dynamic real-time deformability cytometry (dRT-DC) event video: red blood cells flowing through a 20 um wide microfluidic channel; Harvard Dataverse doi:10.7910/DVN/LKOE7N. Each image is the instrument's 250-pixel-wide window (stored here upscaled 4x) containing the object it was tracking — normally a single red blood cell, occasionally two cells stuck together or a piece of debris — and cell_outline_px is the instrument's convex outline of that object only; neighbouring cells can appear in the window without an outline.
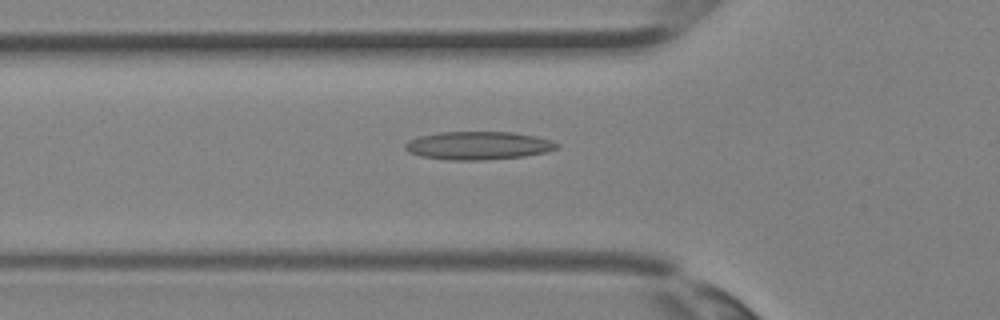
{"species": "Egyptian fruit bat (a non-hibernating species)", "species_latin": "Rousettus aegyptiacus", "temperature_condition": "room temperature", "stored_images_in_passage": 23, "camera_frame_rate_fps": 3000, "um_per_image_px": 0.085, "animal": {"sex": "female"}, "frame": {"image": 1, "passage_image": 3, "time_ms": 0.667, "image_size_px": [1000, 320], "cell_outline_px": [[560, 144], [556, 148], [548, 152], [524, 156], [484, 160], [448, 160], [420, 156], [408, 152], [404, 148], [404, 144], [408, 140], [420, 136], [440, 132], [512, 132], [536, 136]], "centroid_in_image_um": [40.62, 12.37], "position_along_channel_um": 85.2, "area_um2": 24.91}}
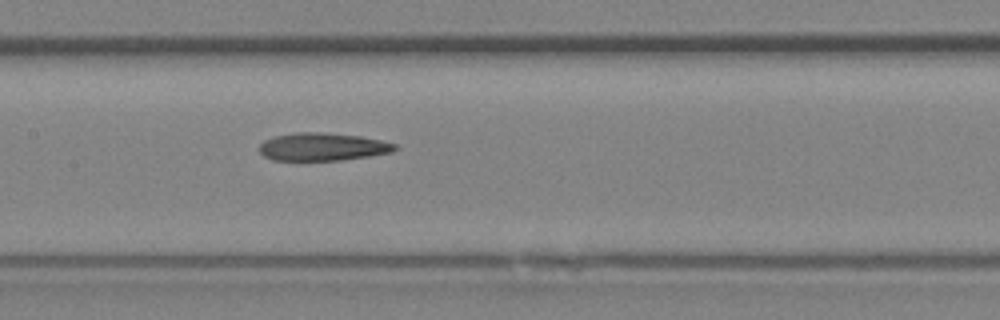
{"frame": {"image": 2, "passage_image": 8, "time_ms": 2.333, "image_size_px": [1000, 320], "cell_outline_px": [[400, 148], [392, 152], [368, 156], [340, 160], [272, 160], [264, 156], [260, 152], [260, 144], [264, 140], [276, 136], [292, 132], [324, 132], [360, 136], [380, 140], [396, 144]], "centroid_in_image_um": [27.43, 12.47], "position_along_channel_um": 180.0, "area_um2": 22.02}}
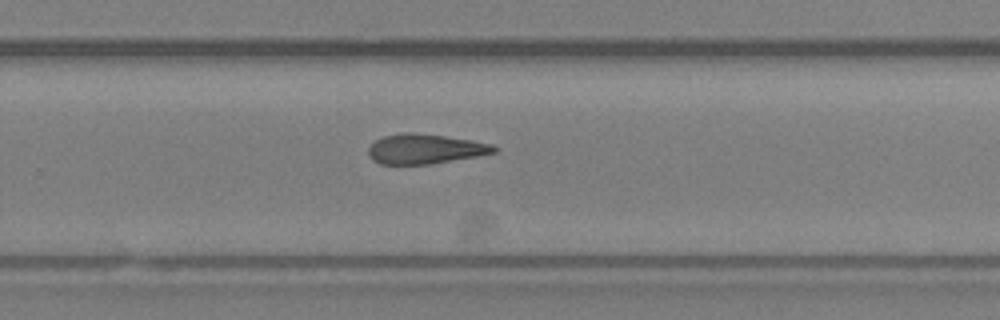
{"frame": {"image": 3, "passage_image": 14, "time_ms": 4.333, "image_size_px": [1000, 320], "cell_outline_px": [[500, 148], [496, 152], [476, 156], [428, 164], [380, 164], [372, 160], [368, 156], [368, 148], [376, 140], [384, 136], [404, 132], [412, 132], [444, 136], [492, 144]], "centroid_in_image_um": [36.1, 12.66], "position_along_channel_um": 293.7, "area_um2": 21.62}}